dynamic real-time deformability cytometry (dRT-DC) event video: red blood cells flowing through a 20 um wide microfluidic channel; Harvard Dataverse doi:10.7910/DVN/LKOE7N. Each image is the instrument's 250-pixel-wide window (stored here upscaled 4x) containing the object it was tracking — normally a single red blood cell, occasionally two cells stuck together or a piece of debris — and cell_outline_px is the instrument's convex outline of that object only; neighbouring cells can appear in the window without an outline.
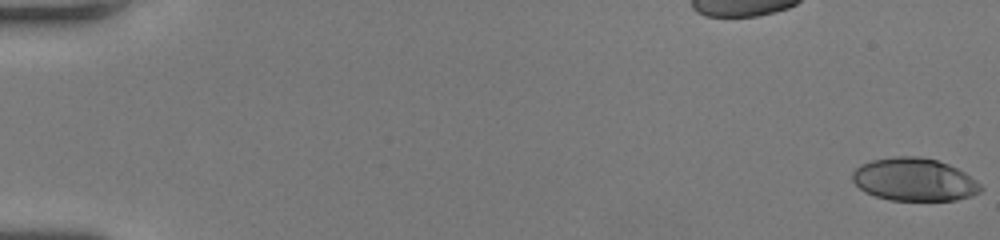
{"species": "human", "species_latin": "Homo sapiens", "temperature_condition": "room temperature", "stored_images_in_passage": 53, "camera_frame_rate_fps": 3000, "um_per_image_px": 0.085, "donor": {"sex": "female"}, "frame": {"image": 1, "passage_image": 1, "time_ms": 0.0, "image_size_px": [1000, 240], "cell_outline_px": [[984, 188], [980, 192], [972, 196], [956, 200], [888, 200], [864, 192], [852, 180], [852, 172], [860, 164], [872, 160], [896, 156], [920, 156], [936, 160], [948, 164], [964, 172], [976, 180]], "centroid_in_image_um": [77.71, 15.26], "position_along_channel_um": 7.3, "area_um2": 32.14}}
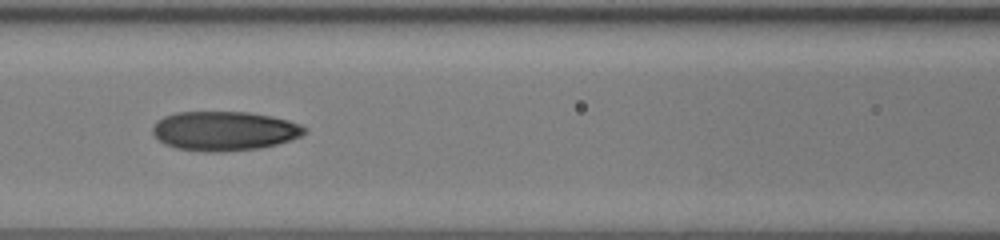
{"frame": {"image": 2, "passage_image": 26, "time_ms": 8.333, "image_size_px": [1000, 240], "cell_outline_px": [[308, 132], [300, 136], [276, 144], [260, 148], [216, 152], [212, 152], [176, 148], [164, 144], [152, 132], [152, 128], [156, 120], [164, 116], [176, 112], [248, 112], [272, 116], [288, 120], [300, 124], [308, 128]], "centroid_in_image_um": [19.07, 11.12], "position_along_channel_um": 147.5, "area_um2": 34.8}}
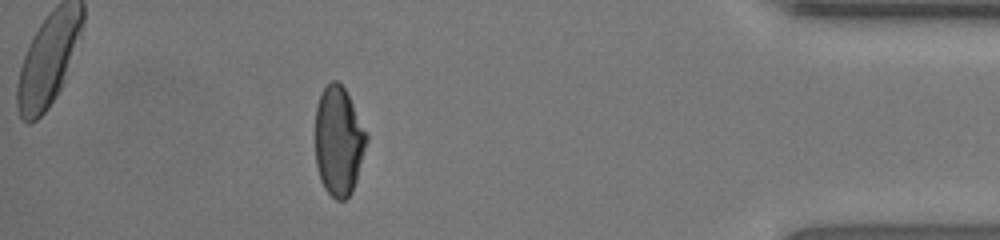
{"frame": {"image": 3, "passage_image": 48, "time_ms": 15.667, "image_size_px": [1000, 240], "cell_outline_px": [[368, 140], [356, 180], [352, 192], [344, 200], [336, 200], [324, 188], [320, 180], [316, 164], [316, 104], [324, 88], [332, 80], [336, 80], [344, 88], [368, 132]], "centroid_in_image_um": [28.79, 12.0], "position_along_channel_um": 406.4, "area_um2": 32.6}, "authors_computed_cell_mechanics": {"area_um2": 33.5818, "velocity_mm_per_s": 4.1115, "shape_relaxation_time_tau1_ms": null, "shape_relaxation_time_tau2_ms": 1.7871, "deformation_change_tau1": null, "deformation_change_tau2": 0.0644}}